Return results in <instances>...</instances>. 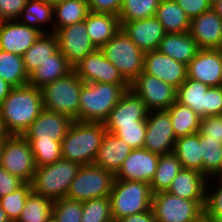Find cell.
<instances>
[{
  "label": "cell",
  "instance_id": "cell-1",
  "mask_svg": "<svg viewBox=\"0 0 222 222\" xmlns=\"http://www.w3.org/2000/svg\"><path fill=\"white\" fill-rule=\"evenodd\" d=\"M44 109L40 88L14 87L0 105L2 117L11 135H23Z\"/></svg>",
  "mask_w": 222,
  "mask_h": 222
},
{
  "label": "cell",
  "instance_id": "cell-2",
  "mask_svg": "<svg viewBox=\"0 0 222 222\" xmlns=\"http://www.w3.org/2000/svg\"><path fill=\"white\" fill-rule=\"evenodd\" d=\"M105 133L102 122L73 121L61 142L62 159L81 166L93 164Z\"/></svg>",
  "mask_w": 222,
  "mask_h": 222
},
{
  "label": "cell",
  "instance_id": "cell-3",
  "mask_svg": "<svg viewBox=\"0 0 222 222\" xmlns=\"http://www.w3.org/2000/svg\"><path fill=\"white\" fill-rule=\"evenodd\" d=\"M129 89L130 84L83 83L79 97V121L104 123Z\"/></svg>",
  "mask_w": 222,
  "mask_h": 222
},
{
  "label": "cell",
  "instance_id": "cell-4",
  "mask_svg": "<svg viewBox=\"0 0 222 222\" xmlns=\"http://www.w3.org/2000/svg\"><path fill=\"white\" fill-rule=\"evenodd\" d=\"M84 81L73 70L41 88L44 108L79 121V97Z\"/></svg>",
  "mask_w": 222,
  "mask_h": 222
},
{
  "label": "cell",
  "instance_id": "cell-5",
  "mask_svg": "<svg viewBox=\"0 0 222 222\" xmlns=\"http://www.w3.org/2000/svg\"><path fill=\"white\" fill-rule=\"evenodd\" d=\"M80 167V164L65 159L36 167L32 191L53 201L65 198Z\"/></svg>",
  "mask_w": 222,
  "mask_h": 222
},
{
  "label": "cell",
  "instance_id": "cell-6",
  "mask_svg": "<svg viewBox=\"0 0 222 222\" xmlns=\"http://www.w3.org/2000/svg\"><path fill=\"white\" fill-rule=\"evenodd\" d=\"M109 198L112 218L120 220L150 210L153 193L148 183L115 179Z\"/></svg>",
  "mask_w": 222,
  "mask_h": 222
},
{
  "label": "cell",
  "instance_id": "cell-7",
  "mask_svg": "<svg viewBox=\"0 0 222 222\" xmlns=\"http://www.w3.org/2000/svg\"><path fill=\"white\" fill-rule=\"evenodd\" d=\"M100 49L129 84L143 71L145 53L122 29Z\"/></svg>",
  "mask_w": 222,
  "mask_h": 222
},
{
  "label": "cell",
  "instance_id": "cell-8",
  "mask_svg": "<svg viewBox=\"0 0 222 222\" xmlns=\"http://www.w3.org/2000/svg\"><path fill=\"white\" fill-rule=\"evenodd\" d=\"M115 180V174L102 167L82 165L71 182L67 198L86 201L93 198L109 197Z\"/></svg>",
  "mask_w": 222,
  "mask_h": 222
},
{
  "label": "cell",
  "instance_id": "cell-9",
  "mask_svg": "<svg viewBox=\"0 0 222 222\" xmlns=\"http://www.w3.org/2000/svg\"><path fill=\"white\" fill-rule=\"evenodd\" d=\"M204 204L164 191L153 194L151 208L157 222H197L204 215Z\"/></svg>",
  "mask_w": 222,
  "mask_h": 222
},
{
  "label": "cell",
  "instance_id": "cell-10",
  "mask_svg": "<svg viewBox=\"0 0 222 222\" xmlns=\"http://www.w3.org/2000/svg\"><path fill=\"white\" fill-rule=\"evenodd\" d=\"M1 166L24 183L32 182L36 170L34 156L22 135H10L3 141Z\"/></svg>",
  "mask_w": 222,
  "mask_h": 222
},
{
  "label": "cell",
  "instance_id": "cell-11",
  "mask_svg": "<svg viewBox=\"0 0 222 222\" xmlns=\"http://www.w3.org/2000/svg\"><path fill=\"white\" fill-rule=\"evenodd\" d=\"M130 89L141 98L149 111L167 110L176 102L177 88L143 71L130 84Z\"/></svg>",
  "mask_w": 222,
  "mask_h": 222
},
{
  "label": "cell",
  "instance_id": "cell-12",
  "mask_svg": "<svg viewBox=\"0 0 222 222\" xmlns=\"http://www.w3.org/2000/svg\"><path fill=\"white\" fill-rule=\"evenodd\" d=\"M176 139L169 113L166 110L149 111L143 148L158 155L169 154L174 150Z\"/></svg>",
  "mask_w": 222,
  "mask_h": 222
},
{
  "label": "cell",
  "instance_id": "cell-13",
  "mask_svg": "<svg viewBox=\"0 0 222 222\" xmlns=\"http://www.w3.org/2000/svg\"><path fill=\"white\" fill-rule=\"evenodd\" d=\"M73 70L84 83L129 84L101 49L89 53Z\"/></svg>",
  "mask_w": 222,
  "mask_h": 222
},
{
  "label": "cell",
  "instance_id": "cell-14",
  "mask_svg": "<svg viewBox=\"0 0 222 222\" xmlns=\"http://www.w3.org/2000/svg\"><path fill=\"white\" fill-rule=\"evenodd\" d=\"M72 123L68 116L44 108L22 136L28 142L62 141Z\"/></svg>",
  "mask_w": 222,
  "mask_h": 222
},
{
  "label": "cell",
  "instance_id": "cell-15",
  "mask_svg": "<svg viewBox=\"0 0 222 222\" xmlns=\"http://www.w3.org/2000/svg\"><path fill=\"white\" fill-rule=\"evenodd\" d=\"M55 34L59 50L73 67L97 49L87 33L85 20L60 28Z\"/></svg>",
  "mask_w": 222,
  "mask_h": 222
},
{
  "label": "cell",
  "instance_id": "cell-16",
  "mask_svg": "<svg viewBox=\"0 0 222 222\" xmlns=\"http://www.w3.org/2000/svg\"><path fill=\"white\" fill-rule=\"evenodd\" d=\"M187 77L208 86H222V49H200L187 66Z\"/></svg>",
  "mask_w": 222,
  "mask_h": 222
},
{
  "label": "cell",
  "instance_id": "cell-17",
  "mask_svg": "<svg viewBox=\"0 0 222 222\" xmlns=\"http://www.w3.org/2000/svg\"><path fill=\"white\" fill-rule=\"evenodd\" d=\"M143 72L178 88L187 79V65L172 59L159 50L145 52Z\"/></svg>",
  "mask_w": 222,
  "mask_h": 222
},
{
  "label": "cell",
  "instance_id": "cell-18",
  "mask_svg": "<svg viewBox=\"0 0 222 222\" xmlns=\"http://www.w3.org/2000/svg\"><path fill=\"white\" fill-rule=\"evenodd\" d=\"M159 156L145 148L132 149L115 174V179L142 181L150 184L157 169Z\"/></svg>",
  "mask_w": 222,
  "mask_h": 222
},
{
  "label": "cell",
  "instance_id": "cell-19",
  "mask_svg": "<svg viewBox=\"0 0 222 222\" xmlns=\"http://www.w3.org/2000/svg\"><path fill=\"white\" fill-rule=\"evenodd\" d=\"M120 23L121 29L144 53L158 50L165 31L156 16Z\"/></svg>",
  "mask_w": 222,
  "mask_h": 222
},
{
  "label": "cell",
  "instance_id": "cell-20",
  "mask_svg": "<svg viewBox=\"0 0 222 222\" xmlns=\"http://www.w3.org/2000/svg\"><path fill=\"white\" fill-rule=\"evenodd\" d=\"M189 33L200 49H221L222 18L211 8L191 19Z\"/></svg>",
  "mask_w": 222,
  "mask_h": 222
},
{
  "label": "cell",
  "instance_id": "cell-21",
  "mask_svg": "<svg viewBox=\"0 0 222 222\" xmlns=\"http://www.w3.org/2000/svg\"><path fill=\"white\" fill-rule=\"evenodd\" d=\"M41 34L39 30L21 24L18 20H5L0 29V49L23 56Z\"/></svg>",
  "mask_w": 222,
  "mask_h": 222
},
{
  "label": "cell",
  "instance_id": "cell-22",
  "mask_svg": "<svg viewBox=\"0 0 222 222\" xmlns=\"http://www.w3.org/2000/svg\"><path fill=\"white\" fill-rule=\"evenodd\" d=\"M148 112L141 98L129 89L111 110L104 126H128L136 125V122H146Z\"/></svg>",
  "mask_w": 222,
  "mask_h": 222
},
{
  "label": "cell",
  "instance_id": "cell-23",
  "mask_svg": "<svg viewBox=\"0 0 222 222\" xmlns=\"http://www.w3.org/2000/svg\"><path fill=\"white\" fill-rule=\"evenodd\" d=\"M132 148L113 133L106 132L93 165L116 174L129 156Z\"/></svg>",
  "mask_w": 222,
  "mask_h": 222
},
{
  "label": "cell",
  "instance_id": "cell-24",
  "mask_svg": "<svg viewBox=\"0 0 222 222\" xmlns=\"http://www.w3.org/2000/svg\"><path fill=\"white\" fill-rule=\"evenodd\" d=\"M208 178L197 170L181 169L167 192L181 198L205 201Z\"/></svg>",
  "mask_w": 222,
  "mask_h": 222
},
{
  "label": "cell",
  "instance_id": "cell-25",
  "mask_svg": "<svg viewBox=\"0 0 222 222\" xmlns=\"http://www.w3.org/2000/svg\"><path fill=\"white\" fill-rule=\"evenodd\" d=\"M158 50L166 56L188 66L190 61L200 51V47L189 32L165 33L160 41Z\"/></svg>",
  "mask_w": 222,
  "mask_h": 222
},
{
  "label": "cell",
  "instance_id": "cell-26",
  "mask_svg": "<svg viewBox=\"0 0 222 222\" xmlns=\"http://www.w3.org/2000/svg\"><path fill=\"white\" fill-rule=\"evenodd\" d=\"M87 33L97 49H100L121 29L117 15L89 12L85 19Z\"/></svg>",
  "mask_w": 222,
  "mask_h": 222
},
{
  "label": "cell",
  "instance_id": "cell-27",
  "mask_svg": "<svg viewBox=\"0 0 222 222\" xmlns=\"http://www.w3.org/2000/svg\"><path fill=\"white\" fill-rule=\"evenodd\" d=\"M72 71L73 66L58 49L29 75V85L41 89L47 83L65 77Z\"/></svg>",
  "mask_w": 222,
  "mask_h": 222
},
{
  "label": "cell",
  "instance_id": "cell-28",
  "mask_svg": "<svg viewBox=\"0 0 222 222\" xmlns=\"http://www.w3.org/2000/svg\"><path fill=\"white\" fill-rule=\"evenodd\" d=\"M210 86L188 78L177 88L176 101L190 107L201 118L207 117Z\"/></svg>",
  "mask_w": 222,
  "mask_h": 222
},
{
  "label": "cell",
  "instance_id": "cell-29",
  "mask_svg": "<svg viewBox=\"0 0 222 222\" xmlns=\"http://www.w3.org/2000/svg\"><path fill=\"white\" fill-rule=\"evenodd\" d=\"M165 33L190 31V18L175 0H160L155 14Z\"/></svg>",
  "mask_w": 222,
  "mask_h": 222
},
{
  "label": "cell",
  "instance_id": "cell-30",
  "mask_svg": "<svg viewBox=\"0 0 222 222\" xmlns=\"http://www.w3.org/2000/svg\"><path fill=\"white\" fill-rule=\"evenodd\" d=\"M85 0H65L53 5V27L51 33L58 29L84 21L89 13Z\"/></svg>",
  "mask_w": 222,
  "mask_h": 222
},
{
  "label": "cell",
  "instance_id": "cell-31",
  "mask_svg": "<svg viewBox=\"0 0 222 222\" xmlns=\"http://www.w3.org/2000/svg\"><path fill=\"white\" fill-rule=\"evenodd\" d=\"M17 20L39 30L42 34L51 33V29L46 27L47 24L53 26V4L43 0H28Z\"/></svg>",
  "mask_w": 222,
  "mask_h": 222
},
{
  "label": "cell",
  "instance_id": "cell-32",
  "mask_svg": "<svg viewBox=\"0 0 222 222\" xmlns=\"http://www.w3.org/2000/svg\"><path fill=\"white\" fill-rule=\"evenodd\" d=\"M173 153L181 162L182 168L203 173L200 134L194 133L176 139Z\"/></svg>",
  "mask_w": 222,
  "mask_h": 222
},
{
  "label": "cell",
  "instance_id": "cell-33",
  "mask_svg": "<svg viewBox=\"0 0 222 222\" xmlns=\"http://www.w3.org/2000/svg\"><path fill=\"white\" fill-rule=\"evenodd\" d=\"M58 49V39L55 33L41 34L23 55L24 67L27 74L30 75Z\"/></svg>",
  "mask_w": 222,
  "mask_h": 222
},
{
  "label": "cell",
  "instance_id": "cell-34",
  "mask_svg": "<svg viewBox=\"0 0 222 222\" xmlns=\"http://www.w3.org/2000/svg\"><path fill=\"white\" fill-rule=\"evenodd\" d=\"M166 111L169 113L176 138L185 137L200 131L201 117L190 107L176 101Z\"/></svg>",
  "mask_w": 222,
  "mask_h": 222
},
{
  "label": "cell",
  "instance_id": "cell-35",
  "mask_svg": "<svg viewBox=\"0 0 222 222\" xmlns=\"http://www.w3.org/2000/svg\"><path fill=\"white\" fill-rule=\"evenodd\" d=\"M0 77L14 87H21L29 84L23 56H18L0 49Z\"/></svg>",
  "mask_w": 222,
  "mask_h": 222
},
{
  "label": "cell",
  "instance_id": "cell-36",
  "mask_svg": "<svg viewBox=\"0 0 222 222\" xmlns=\"http://www.w3.org/2000/svg\"><path fill=\"white\" fill-rule=\"evenodd\" d=\"M181 169V162L173 152L160 155L155 175L150 183L152 193L167 191Z\"/></svg>",
  "mask_w": 222,
  "mask_h": 222
},
{
  "label": "cell",
  "instance_id": "cell-37",
  "mask_svg": "<svg viewBox=\"0 0 222 222\" xmlns=\"http://www.w3.org/2000/svg\"><path fill=\"white\" fill-rule=\"evenodd\" d=\"M53 200L31 192L16 222H47L52 218Z\"/></svg>",
  "mask_w": 222,
  "mask_h": 222
},
{
  "label": "cell",
  "instance_id": "cell-38",
  "mask_svg": "<svg viewBox=\"0 0 222 222\" xmlns=\"http://www.w3.org/2000/svg\"><path fill=\"white\" fill-rule=\"evenodd\" d=\"M201 155L203 159V174L213 177L222 165V143L200 135Z\"/></svg>",
  "mask_w": 222,
  "mask_h": 222
},
{
  "label": "cell",
  "instance_id": "cell-39",
  "mask_svg": "<svg viewBox=\"0 0 222 222\" xmlns=\"http://www.w3.org/2000/svg\"><path fill=\"white\" fill-rule=\"evenodd\" d=\"M160 0H122L120 21H134L153 17Z\"/></svg>",
  "mask_w": 222,
  "mask_h": 222
},
{
  "label": "cell",
  "instance_id": "cell-40",
  "mask_svg": "<svg viewBox=\"0 0 222 222\" xmlns=\"http://www.w3.org/2000/svg\"><path fill=\"white\" fill-rule=\"evenodd\" d=\"M204 216L214 222H222V178L210 177L207 180Z\"/></svg>",
  "mask_w": 222,
  "mask_h": 222
},
{
  "label": "cell",
  "instance_id": "cell-41",
  "mask_svg": "<svg viewBox=\"0 0 222 222\" xmlns=\"http://www.w3.org/2000/svg\"><path fill=\"white\" fill-rule=\"evenodd\" d=\"M32 192L31 183H23L14 192L0 197L1 208L10 222H16L24 208L28 195Z\"/></svg>",
  "mask_w": 222,
  "mask_h": 222
},
{
  "label": "cell",
  "instance_id": "cell-42",
  "mask_svg": "<svg viewBox=\"0 0 222 222\" xmlns=\"http://www.w3.org/2000/svg\"><path fill=\"white\" fill-rule=\"evenodd\" d=\"M81 222H108L112 219L109 197L93 198L82 202Z\"/></svg>",
  "mask_w": 222,
  "mask_h": 222
},
{
  "label": "cell",
  "instance_id": "cell-43",
  "mask_svg": "<svg viewBox=\"0 0 222 222\" xmlns=\"http://www.w3.org/2000/svg\"><path fill=\"white\" fill-rule=\"evenodd\" d=\"M106 132L118 136L132 149L143 148L146 136V122H136V125L105 126Z\"/></svg>",
  "mask_w": 222,
  "mask_h": 222
},
{
  "label": "cell",
  "instance_id": "cell-44",
  "mask_svg": "<svg viewBox=\"0 0 222 222\" xmlns=\"http://www.w3.org/2000/svg\"><path fill=\"white\" fill-rule=\"evenodd\" d=\"M82 213V201L65 197L53 202L52 217L56 222H81Z\"/></svg>",
  "mask_w": 222,
  "mask_h": 222
},
{
  "label": "cell",
  "instance_id": "cell-45",
  "mask_svg": "<svg viewBox=\"0 0 222 222\" xmlns=\"http://www.w3.org/2000/svg\"><path fill=\"white\" fill-rule=\"evenodd\" d=\"M62 141H51L46 143L29 142L34 156L36 167L52 164L62 159Z\"/></svg>",
  "mask_w": 222,
  "mask_h": 222
},
{
  "label": "cell",
  "instance_id": "cell-46",
  "mask_svg": "<svg viewBox=\"0 0 222 222\" xmlns=\"http://www.w3.org/2000/svg\"><path fill=\"white\" fill-rule=\"evenodd\" d=\"M199 134L222 143V115L201 118Z\"/></svg>",
  "mask_w": 222,
  "mask_h": 222
},
{
  "label": "cell",
  "instance_id": "cell-47",
  "mask_svg": "<svg viewBox=\"0 0 222 222\" xmlns=\"http://www.w3.org/2000/svg\"><path fill=\"white\" fill-rule=\"evenodd\" d=\"M90 12L119 15L122 0H85Z\"/></svg>",
  "mask_w": 222,
  "mask_h": 222
},
{
  "label": "cell",
  "instance_id": "cell-48",
  "mask_svg": "<svg viewBox=\"0 0 222 222\" xmlns=\"http://www.w3.org/2000/svg\"><path fill=\"white\" fill-rule=\"evenodd\" d=\"M176 3L185 11L190 20L212 8L209 0H175Z\"/></svg>",
  "mask_w": 222,
  "mask_h": 222
},
{
  "label": "cell",
  "instance_id": "cell-49",
  "mask_svg": "<svg viewBox=\"0 0 222 222\" xmlns=\"http://www.w3.org/2000/svg\"><path fill=\"white\" fill-rule=\"evenodd\" d=\"M28 0H0V14L5 20H17Z\"/></svg>",
  "mask_w": 222,
  "mask_h": 222
},
{
  "label": "cell",
  "instance_id": "cell-50",
  "mask_svg": "<svg viewBox=\"0 0 222 222\" xmlns=\"http://www.w3.org/2000/svg\"><path fill=\"white\" fill-rule=\"evenodd\" d=\"M222 115V86L208 88L207 116Z\"/></svg>",
  "mask_w": 222,
  "mask_h": 222
},
{
  "label": "cell",
  "instance_id": "cell-51",
  "mask_svg": "<svg viewBox=\"0 0 222 222\" xmlns=\"http://www.w3.org/2000/svg\"><path fill=\"white\" fill-rule=\"evenodd\" d=\"M24 182L0 165V197L14 192Z\"/></svg>",
  "mask_w": 222,
  "mask_h": 222
},
{
  "label": "cell",
  "instance_id": "cell-52",
  "mask_svg": "<svg viewBox=\"0 0 222 222\" xmlns=\"http://www.w3.org/2000/svg\"><path fill=\"white\" fill-rule=\"evenodd\" d=\"M120 222H157L152 208L150 210L126 216Z\"/></svg>",
  "mask_w": 222,
  "mask_h": 222
},
{
  "label": "cell",
  "instance_id": "cell-53",
  "mask_svg": "<svg viewBox=\"0 0 222 222\" xmlns=\"http://www.w3.org/2000/svg\"><path fill=\"white\" fill-rule=\"evenodd\" d=\"M12 88L13 87L10 84H8L0 77V105L3 103V100L9 95Z\"/></svg>",
  "mask_w": 222,
  "mask_h": 222
},
{
  "label": "cell",
  "instance_id": "cell-54",
  "mask_svg": "<svg viewBox=\"0 0 222 222\" xmlns=\"http://www.w3.org/2000/svg\"><path fill=\"white\" fill-rule=\"evenodd\" d=\"M11 134L8 132L5 123L2 119V117L0 116V142H3L4 140H6Z\"/></svg>",
  "mask_w": 222,
  "mask_h": 222
},
{
  "label": "cell",
  "instance_id": "cell-55",
  "mask_svg": "<svg viewBox=\"0 0 222 222\" xmlns=\"http://www.w3.org/2000/svg\"><path fill=\"white\" fill-rule=\"evenodd\" d=\"M212 9L222 18V0H218L212 4Z\"/></svg>",
  "mask_w": 222,
  "mask_h": 222
},
{
  "label": "cell",
  "instance_id": "cell-56",
  "mask_svg": "<svg viewBox=\"0 0 222 222\" xmlns=\"http://www.w3.org/2000/svg\"><path fill=\"white\" fill-rule=\"evenodd\" d=\"M0 222H10V220L6 216V213L1 208V205H0Z\"/></svg>",
  "mask_w": 222,
  "mask_h": 222
},
{
  "label": "cell",
  "instance_id": "cell-57",
  "mask_svg": "<svg viewBox=\"0 0 222 222\" xmlns=\"http://www.w3.org/2000/svg\"><path fill=\"white\" fill-rule=\"evenodd\" d=\"M197 222H214V221L211 219H208L207 217L203 215Z\"/></svg>",
  "mask_w": 222,
  "mask_h": 222
},
{
  "label": "cell",
  "instance_id": "cell-58",
  "mask_svg": "<svg viewBox=\"0 0 222 222\" xmlns=\"http://www.w3.org/2000/svg\"><path fill=\"white\" fill-rule=\"evenodd\" d=\"M213 177L222 178V165H221L220 170Z\"/></svg>",
  "mask_w": 222,
  "mask_h": 222
},
{
  "label": "cell",
  "instance_id": "cell-59",
  "mask_svg": "<svg viewBox=\"0 0 222 222\" xmlns=\"http://www.w3.org/2000/svg\"><path fill=\"white\" fill-rule=\"evenodd\" d=\"M43 1L49 2L50 4L54 5V4L58 3V2L65 1V0H43Z\"/></svg>",
  "mask_w": 222,
  "mask_h": 222
},
{
  "label": "cell",
  "instance_id": "cell-60",
  "mask_svg": "<svg viewBox=\"0 0 222 222\" xmlns=\"http://www.w3.org/2000/svg\"><path fill=\"white\" fill-rule=\"evenodd\" d=\"M4 22H5V19H4V18L2 17V15L0 14V29H1V27L3 26Z\"/></svg>",
  "mask_w": 222,
  "mask_h": 222
},
{
  "label": "cell",
  "instance_id": "cell-61",
  "mask_svg": "<svg viewBox=\"0 0 222 222\" xmlns=\"http://www.w3.org/2000/svg\"><path fill=\"white\" fill-rule=\"evenodd\" d=\"M2 147H3V142H0V165H1Z\"/></svg>",
  "mask_w": 222,
  "mask_h": 222
},
{
  "label": "cell",
  "instance_id": "cell-62",
  "mask_svg": "<svg viewBox=\"0 0 222 222\" xmlns=\"http://www.w3.org/2000/svg\"><path fill=\"white\" fill-rule=\"evenodd\" d=\"M108 222H120V220H118V219H111V220H109Z\"/></svg>",
  "mask_w": 222,
  "mask_h": 222
},
{
  "label": "cell",
  "instance_id": "cell-63",
  "mask_svg": "<svg viewBox=\"0 0 222 222\" xmlns=\"http://www.w3.org/2000/svg\"><path fill=\"white\" fill-rule=\"evenodd\" d=\"M216 1H218V0H209V2H210L211 4H214Z\"/></svg>",
  "mask_w": 222,
  "mask_h": 222
},
{
  "label": "cell",
  "instance_id": "cell-64",
  "mask_svg": "<svg viewBox=\"0 0 222 222\" xmlns=\"http://www.w3.org/2000/svg\"><path fill=\"white\" fill-rule=\"evenodd\" d=\"M47 222H56L55 220H54V218L52 217L50 220H48Z\"/></svg>",
  "mask_w": 222,
  "mask_h": 222
}]
</instances>
